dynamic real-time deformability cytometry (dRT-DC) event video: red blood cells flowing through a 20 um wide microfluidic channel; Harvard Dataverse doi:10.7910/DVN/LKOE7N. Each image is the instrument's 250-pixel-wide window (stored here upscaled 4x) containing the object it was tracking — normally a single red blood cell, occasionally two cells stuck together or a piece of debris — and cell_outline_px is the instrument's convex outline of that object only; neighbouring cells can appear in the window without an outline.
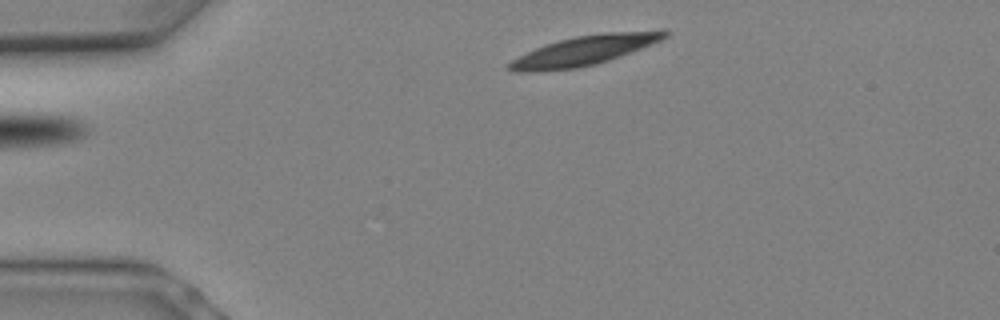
{"species": "Egyptian fruit bat (a non-hibernating species)", "species_latin": "Rousettus aegyptiacus", "temperature_condition": "warm", "stored_images_in_passage": 3, "camera_frame_rate_fps": 3000, "um_per_image_px": 0.085, "animal": {"sex": "female"}, "frame": {"image": 1, "passage_image": 1, "time_ms": 0.0, "image_size_px": [1000, 320], "cell_outline_px": [[668, 36], [660, 40], [620, 56], [596, 64], [576, 68], [540, 72], [516, 72], [508, 68], [508, 64], [512, 60], [544, 44], [576, 36], [604, 32], [668, 32]], "centroid_in_image_um": [49.54, 4.33], "position_along_channel_um": 35.5, "area_um2": 26.01}}